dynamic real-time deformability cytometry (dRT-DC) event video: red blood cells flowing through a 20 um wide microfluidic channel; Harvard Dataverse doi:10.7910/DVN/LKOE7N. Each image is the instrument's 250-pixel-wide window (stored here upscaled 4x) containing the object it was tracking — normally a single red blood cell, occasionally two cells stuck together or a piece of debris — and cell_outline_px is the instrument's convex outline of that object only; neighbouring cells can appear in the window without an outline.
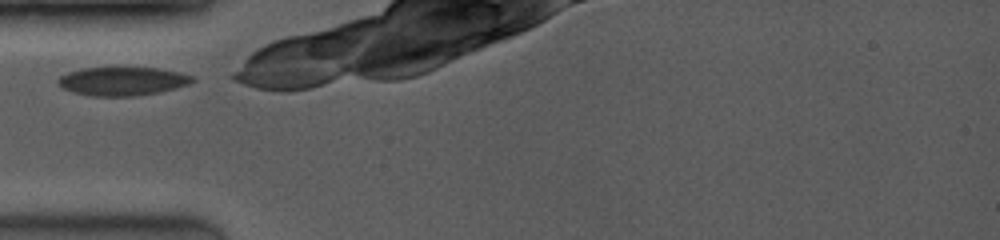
{"species": "common noctule bat (a hibernating species)", "species_latin": "Nyctalus noctula", "temperature_condition": "room temperature", "stored_images_in_passage": 23, "camera_frame_rate_fps": 3500, "um_per_image_px": 0.085, "animal": {"sex": "female", "body_mass_g": 19.0, "forearm_length_mm": 53.3}, "frame": {"image": 1, "passage_image": 1, "time_ms": 0.0, "image_size_px": [1000, 240], "cell_outline_px": [[196, 80], [188, 84], [176, 88], [136, 96], [92, 96], [72, 92], [64, 88], [56, 80], [60, 76], [68, 72], [84, 68], [156, 68], [180, 72], [192, 76]], "centroid_in_image_um": [10.41, 6.9], "position_along_channel_um": 74.6, "area_um2": 22.14}}
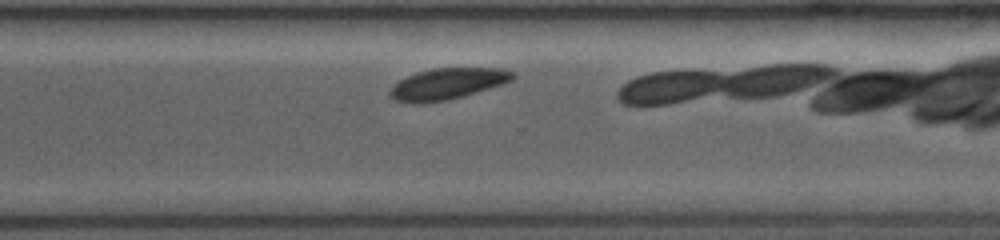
{"frame": {"image": 2, "passage_image": 17, "time_ms": 6.571, "image_size_px": [1000, 240], "cell_outline_px": [[516, 76], [512, 80], [504, 84], [460, 96], [444, 100], [424, 104], [416, 104], [396, 100], [388, 92], [400, 80], [416, 72], [432, 68], [500, 68], [516, 72]], "centroid_in_image_um": [38.06, 7.11], "position_along_channel_um": 332.5, "area_um2": 22.14}}
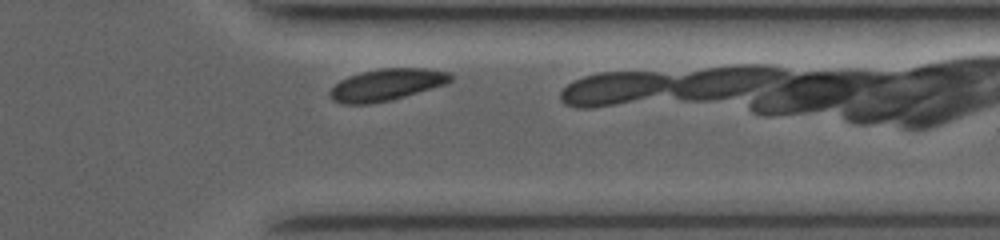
{"frame": {"image": 3, "passage_image": 20, "time_ms": 7.714, "image_size_px": [1000, 240], "cell_outline_px": [[452, 80], [444, 84], [432, 88], [404, 96], [388, 100], [368, 104], [340, 104], [332, 100], [328, 92], [340, 80], [348, 76], [360, 72], [380, 68], [424, 68], [448, 72], [452, 76]], "centroid_in_image_um": [32.81, 7.2], "position_along_channel_um": 378.6, "area_um2": 22.2}}